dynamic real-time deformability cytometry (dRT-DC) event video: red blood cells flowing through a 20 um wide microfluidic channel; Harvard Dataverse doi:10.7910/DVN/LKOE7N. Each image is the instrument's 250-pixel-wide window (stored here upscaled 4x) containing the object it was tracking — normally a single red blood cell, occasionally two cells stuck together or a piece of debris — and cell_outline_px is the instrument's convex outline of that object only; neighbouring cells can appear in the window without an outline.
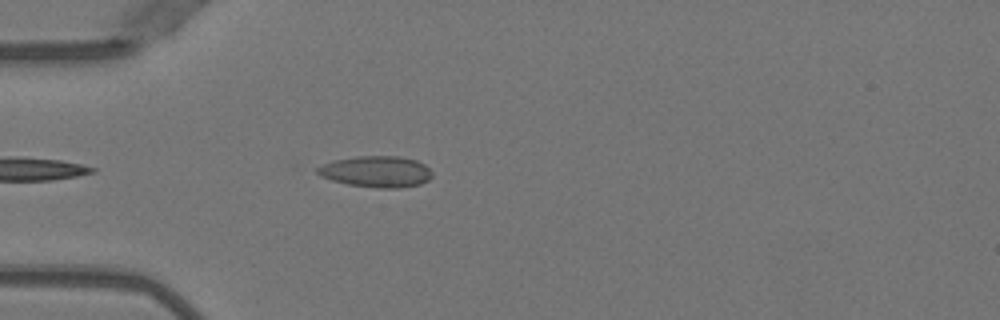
{"species": "Egyptian fruit bat (a non-hibernating species)", "species_latin": "Rousettus aegyptiacus", "temperature_condition": "warm", "stored_images_in_passage": 38, "camera_frame_rate_fps": 3000, "um_per_image_px": 0.085, "animal": {"sex": "female"}, "frame": {"image": 1, "passage_image": 4, "time_ms": 1.0, "image_size_px": [1000, 320], "cell_outline_px": [[432, 176], [428, 180], [420, 184], [396, 188], [376, 188], [348, 184], [332, 180], [320, 176], [316, 172], [316, 168], [332, 160], [356, 156], [396, 156], [416, 160], [424, 164], [432, 172]], "centroid_in_image_um": [31.97, 14.58], "position_along_channel_um": 53.0, "area_um2": 20.87}}
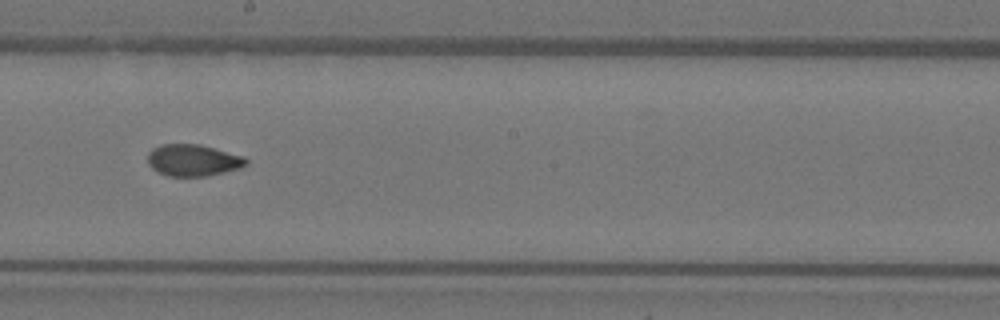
{"frame": {"image": 2, "passage_image": 18, "time_ms": 5.667, "image_size_px": [1000, 320], "cell_outline_px": [[248, 164], [240, 168], [208, 176], [168, 176], [152, 168], [148, 164], [148, 152], [152, 148], [160, 144], [200, 144], [244, 156], [248, 160]], "centroid_in_image_um": [16.42, 13.61], "position_along_channel_um": 231.8, "area_um2": 18.26}}
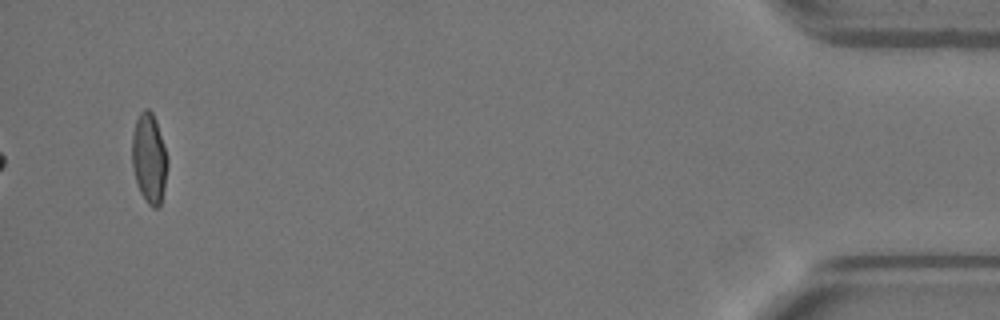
{"frame": {"image": 3, "passage_image": 38, "time_ms": 12.333, "image_size_px": [1000, 320], "cell_outline_px": [[168, 164], [164, 188], [160, 204], [156, 208], [152, 208], [148, 204], [140, 192], [136, 180], [132, 164], [132, 132], [136, 120], [140, 112], [144, 108], [148, 108], [152, 112], [156, 120], [168, 156]], "centroid_in_image_um": [12.68, 13.43], "position_along_channel_um": 422.5, "area_um2": 18.67}, "authors_computed_cell_mechanics": {"area_um2": 18.3804, "velocity_mm_per_s": 4.0341, "shape_relaxation_time_tau1_ms": null, "shape_relaxation_time_tau2_ms": 1.3636, "deformation_change_tau1": null, "deformation_change_tau2": 0.0555}}